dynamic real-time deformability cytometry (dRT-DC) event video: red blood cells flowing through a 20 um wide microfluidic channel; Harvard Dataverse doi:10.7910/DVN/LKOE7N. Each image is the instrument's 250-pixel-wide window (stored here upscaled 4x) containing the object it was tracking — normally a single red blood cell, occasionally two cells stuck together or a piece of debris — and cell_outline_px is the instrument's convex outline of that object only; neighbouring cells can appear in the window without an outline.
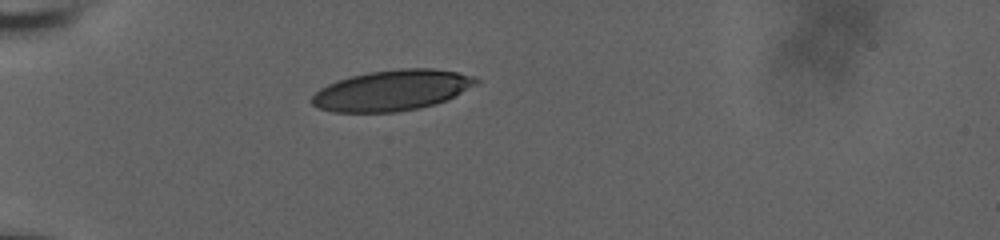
{"species": "human", "species_latin": "Homo sapiens", "temperature_condition": "room temperature", "stored_images_in_passage": 35, "camera_frame_rate_fps": 3000, "um_per_image_px": 0.085, "donor": {"sex": "male"}, "frame": {"image": 1, "passage_image": 1, "time_ms": 0.0, "image_size_px": [1000, 240], "cell_outline_px": [[480, 80], [476, 84], [444, 100], [432, 104], [416, 108], [396, 112], [332, 112], [320, 108], [312, 104], [312, 96], [320, 88], [336, 80], [368, 72], [400, 68], [432, 68], [456, 72], [476, 76]], "centroid_in_image_um": [33.29, 7.67], "position_along_channel_um": 51.7, "area_um2": 38.49}}
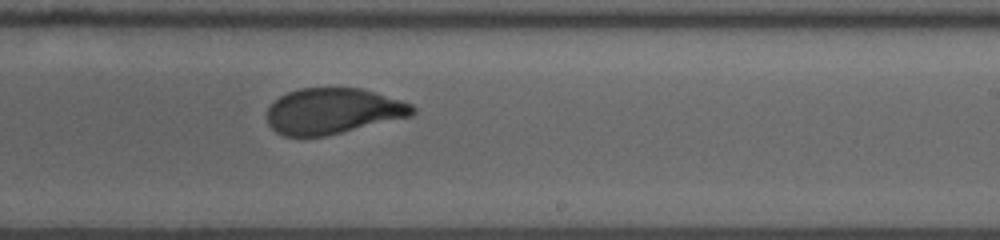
{"frame": {"image": 2, "passage_image": 20, "time_ms": 6.333, "image_size_px": [1000, 240], "cell_outline_px": [[416, 112], [412, 116], [324, 136], [284, 136], [276, 132], [268, 124], [268, 108], [280, 96], [288, 92], [300, 88], [360, 88], [376, 92], [412, 104], [416, 108]], "centroid_in_image_um": [28.32, 9.44], "position_along_channel_um": 260.7, "area_um2": 38.67}}
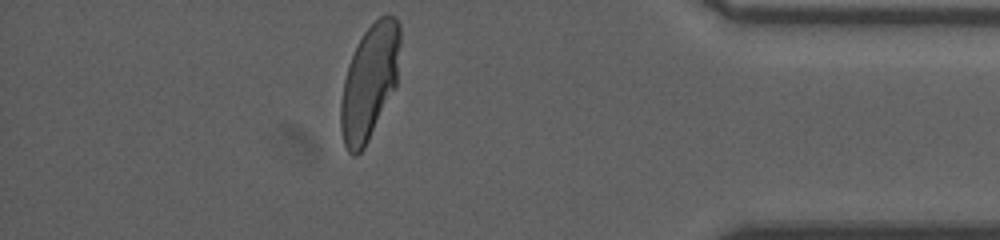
{"frame": {"image": 3, "passage_image": 34, "time_ms": 11.0, "image_size_px": [1000, 240], "cell_outline_px": [[400, 44], [396, 84], [364, 148], [356, 156], [352, 156], [348, 152], [344, 144], [340, 128], [340, 104], [344, 80], [348, 64], [364, 32], [380, 16], [396, 16], [400, 24]], "centroid_in_image_um": [31.39, 6.97], "position_along_channel_um": 403.8, "area_um2": 39.13}, "authors_computed_cell_mechanics": {"area_um2": 40.171, "velocity_mm_per_s": 3.7171, "shape_relaxation_time_tau1_ms": 7.9808, "shape_relaxation_time_tau2_ms": null, "deformation_change_tau1": 0.2287, "deformation_change_tau2": null}}